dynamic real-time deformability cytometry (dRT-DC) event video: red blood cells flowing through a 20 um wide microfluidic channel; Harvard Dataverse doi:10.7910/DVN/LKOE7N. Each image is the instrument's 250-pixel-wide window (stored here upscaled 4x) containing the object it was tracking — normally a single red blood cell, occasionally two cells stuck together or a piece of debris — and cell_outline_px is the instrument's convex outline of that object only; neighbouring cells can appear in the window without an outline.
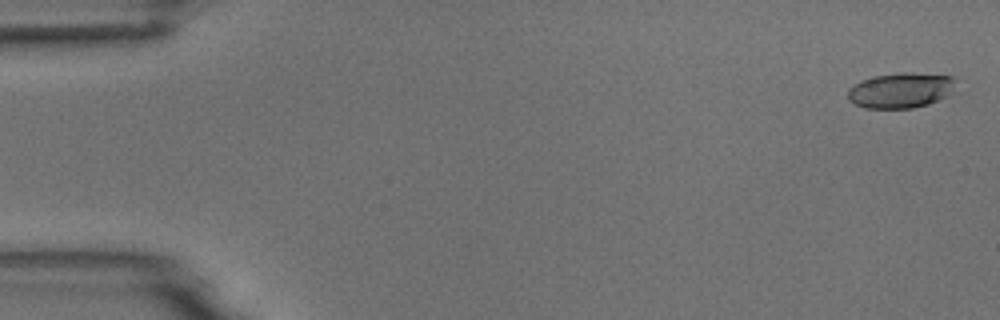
{"species": "common noctule bat (a hibernating species)", "species_latin": "Nyctalus noctula", "temperature_condition": "room temperature", "stored_images_in_passage": 55, "camera_frame_rate_fps": 3000, "um_per_image_px": 0.085, "animal": {"sex": "male", "body_mass_g": 18.8}, "frame": {"image": 1, "passage_image": 1, "time_ms": 0.0, "image_size_px": [1000, 320], "cell_outline_px": [[960, 92], [928, 104], [912, 108], [864, 108], [848, 100], [848, 88], [864, 80], [876, 76], [904, 72], [912, 72], [952, 76]], "centroid_in_image_um": [76.67, 7.68], "position_along_channel_um": 8.3, "area_um2": 22.54}}
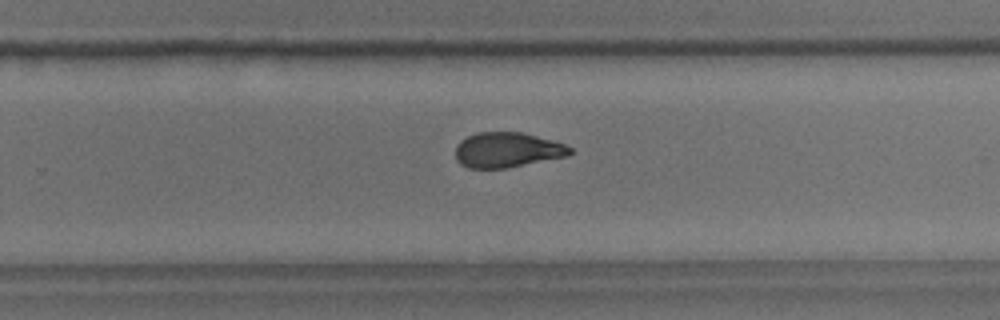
{"frame": {"image": 2, "passage_image": 35, "time_ms": 11.333, "image_size_px": [1000, 320], "cell_outline_px": [[572, 152], [568, 156], [508, 168], [468, 168], [460, 164], [456, 160], [456, 144], [460, 140], [476, 132], [520, 132], [552, 140], [564, 144], [572, 148]], "centroid_in_image_um": [43.1, 12.75], "position_along_channel_um": 286.7, "area_um2": 23.52}}
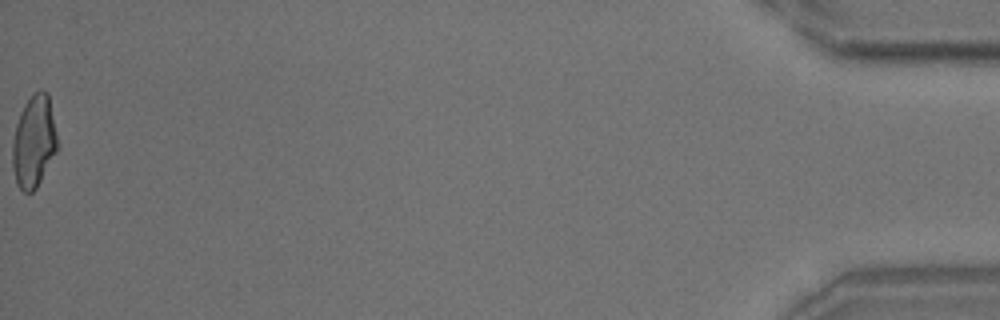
{"frame": {"image": 3, "passage_image": 55, "time_ms": 18.0, "image_size_px": [1000, 320], "cell_outline_px": [[56, 152], [36, 188], [32, 192], [24, 192], [16, 184], [12, 164], [12, 140], [16, 124], [20, 112], [24, 104], [32, 92], [40, 88], [48, 92], [56, 132]], "centroid_in_image_um": [2.85, 11.99], "position_along_channel_um": 432.3, "area_um2": 24.16}, "authors_computed_cell_mechanics": {"area_um2": 23.987, "velocity_mm_per_s": 3.678, "shape_relaxation_time_tau1_ms": 6.7842, "shape_relaxation_time_tau2_ms": 2.0462, "deformation_change_tau1": 0.2039, "deformation_change_tau2": 0.0918}}